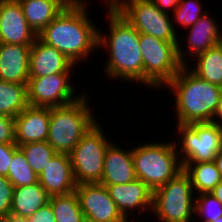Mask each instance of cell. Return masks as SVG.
I'll list each match as a JSON object with an SVG mask.
<instances>
[{"mask_svg":"<svg viewBox=\"0 0 222 222\" xmlns=\"http://www.w3.org/2000/svg\"><path fill=\"white\" fill-rule=\"evenodd\" d=\"M85 0H71L37 35L63 53L75 65L98 48L99 29L88 18ZM92 51V52H91Z\"/></svg>","mask_w":222,"mask_h":222,"instance_id":"6da1fadb","label":"cell"},{"mask_svg":"<svg viewBox=\"0 0 222 222\" xmlns=\"http://www.w3.org/2000/svg\"><path fill=\"white\" fill-rule=\"evenodd\" d=\"M108 2V3H107ZM108 4L109 35L99 29L98 46L109 50L105 63L108 78L138 81L143 84V58L140 49L139 32ZM107 37V38H106Z\"/></svg>","mask_w":222,"mask_h":222,"instance_id":"7a4b0ae2","label":"cell"},{"mask_svg":"<svg viewBox=\"0 0 222 222\" xmlns=\"http://www.w3.org/2000/svg\"><path fill=\"white\" fill-rule=\"evenodd\" d=\"M186 65L166 85L174 92L177 124L212 122L222 88L195 75Z\"/></svg>","mask_w":222,"mask_h":222,"instance_id":"3957f363","label":"cell"},{"mask_svg":"<svg viewBox=\"0 0 222 222\" xmlns=\"http://www.w3.org/2000/svg\"><path fill=\"white\" fill-rule=\"evenodd\" d=\"M87 103L84 94L71 104L50 107L47 142L57 153L70 154L82 136L97 122Z\"/></svg>","mask_w":222,"mask_h":222,"instance_id":"277c9868","label":"cell"},{"mask_svg":"<svg viewBox=\"0 0 222 222\" xmlns=\"http://www.w3.org/2000/svg\"><path fill=\"white\" fill-rule=\"evenodd\" d=\"M177 142L146 143L132 148V157L137 179L152 191L166 184L183 171L178 158ZM179 159V161H178Z\"/></svg>","mask_w":222,"mask_h":222,"instance_id":"5b68a950","label":"cell"},{"mask_svg":"<svg viewBox=\"0 0 222 222\" xmlns=\"http://www.w3.org/2000/svg\"><path fill=\"white\" fill-rule=\"evenodd\" d=\"M139 41L143 58V84L151 88L166 86L183 66L177 55L179 42H167L143 33H139Z\"/></svg>","mask_w":222,"mask_h":222,"instance_id":"8992f818","label":"cell"},{"mask_svg":"<svg viewBox=\"0 0 222 222\" xmlns=\"http://www.w3.org/2000/svg\"><path fill=\"white\" fill-rule=\"evenodd\" d=\"M195 194L189 176L182 171L153 191L151 210L162 222H190L195 213Z\"/></svg>","mask_w":222,"mask_h":222,"instance_id":"52a82bcc","label":"cell"},{"mask_svg":"<svg viewBox=\"0 0 222 222\" xmlns=\"http://www.w3.org/2000/svg\"><path fill=\"white\" fill-rule=\"evenodd\" d=\"M110 5L139 33L167 42H179L170 14L161 11L152 0H109ZM170 18V19H169Z\"/></svg>","mask_w":222,"mask_h":222,"instance_id":"ba28073f","label":"cell"},{"mask_svg":"<svg viewBox=\"0 0 222 222\" xmlns=\"http://www.w3.org/2000/svg\"><path fill=\"white\" fill-rule=\"evenodd\" d=\"M99 125L96 122L69 154L77 185L101 182L105 153L112 142L108 141Z\"/></svg>","mask_w":222,"mask_h":222,"instance_id":"9c48e42d","label":"cell"},{"mask_svg":"<svg viewBox=\"0 0 222 222\" xmlns=\"http://www.w3.org/2000/svg\"><path fill=\"white\" fill-rule=\"evenodd\" d=\"M178 134L182 136L178 152L182 165L214 161L222 149V128L213 122L176 124ZM183 156V157H182Z\"/></svg>","mask_w":222,"mask_h":222,"instance_id":"30bf717a","label":"cell"},{"mask_svg":"<svg viewBox=\"0 0 222 222\" xmlns=\"http://www.w3.org/2000/svg\"><path fill=\"white\" fill-rule=\"evenodd\" d=\"M71 73H56L45 77L29 78L27 100L34 107H60L71 104L80 96H74Z\"/></svg>","mask_w":222,"mask_h":222,"instance_id":"8fae6325","label":"cell"},{"mask_svg":"<svg viewBox=\"0 0 222 222\" xmlns=\"http://www.w3.org/2000/svg\"><path fill=\"white\" fill-rule=\"evenodd\" d=\"M75 192L85 218L98 222H129L119 212L105 185L83 183L76 185Z\"/></svg>","mask_w":222,"mask_h":222,"instance_id":"7c38bea8","label":"cell"},{"mask_svg":"<svg viewBox=\"0 0 222 222\" xmlns=\"http://www.w3.org/2000/svg\"><path fill=\"white\" fill-rule=\"evenodd\" d=\"M36 38L19 1L0 0V43L32 46Z\"/></svg>","mask_w":222,"mask_h":222,"instance_id":"4fadbf2b","label":"cell"},{"mask_svg":"<svg viewBox=\"0 0 222 222\" xmlns=\"http://www.w3.org/2000/svg\"><path fill=\"white\" fill-rule=\"evenodd\" d=\"M76 66L63 53L42 42L38 37L29 55V78L45 77L56 73H71ZM72 69V70H71Z\"/></svg>","mask_w":222,"mask_h":222,"instance_id":"5bb4252c","label":"cell"},{"mask_svg":"<svg viewBox=\"0 0 222 222\" xmlns=\"http://www.w3.org/2000/svg\"><path fill=\"white\" fill-rule=\"evenodd\" d=\"M50 108L28 105L14 118L15 144L47 141Z\"/></svg>","mask_w":222,"mask_h":222,"instance_id":"9a60e30c","label":"cell"},{"mask_svg":"<svg viewBox=\"0 0 222 222\" xmlns=\"http://www.w3.org/2000/svg\"><path fill=\"white\" fill-rule=\"evenodd\" d=\"M105 187L126 220L129 218V211L133 212L139 208L138 212L143 213L145 210L148 211L147 208L149 210L152 208L153 191L139 179L126 184L105 185Z\"/></svg>","mask_w":222,"mask_h":222,"instance_id":"2e32d148","label":"cell"},{"mask_svg":"<svg viewBox=\"0 0 222 222\" xmlns=\"http://www.w3.org/2000/svg\"><path fill=\"white\" fill-rule=\"evenodd\" d=\"M38 182L50 196L74 192L77 184L73 177L70 155L57 153L39 175Z\"/></svg>","mask_w":222,"mask_h":222,"instance_id":"e0dca14e","label":"cell"},{"mask_svg":"<svg viewBox=\"0 0 222 222\" xmlns=\"http://www.w3.org/2000/svg\"><path fill=\"white\" fill-rule=\"evenodd\" d=\"M218 26L215 18L213 19L211 15L205 13L195 24L188 28L189 33L186 42L189 50L186 49V52H183L181 49L182 46H180L179 43L177 45L178 59L183 66H188L185 62L184 53L189 54L191 58L192 56L196 57L222 42V33L220 34V28Z\"/></svg>","mask_w":222,"mask_h":222,"instance_id":"ac0fdd59","label":"cell"},{"mask_svg":"<svg viewBox=\"0 0 222 222\" xmlns=\"http://www.w3.org/2000/svg\"><path fill=\"white\" fill-rule=\"evenodd\" d=\"M122 149L111 143L105 153L101 184H126L137 179L132 150Z\"/></svg>","mask_w":222,"mask_h":222,"instance_id":"d6986e66","label":"cell"},{"mask_svg":"<svg viewBox=\"0 0 222 222\" xmlns=\"http://www.w3.org/2000/svg\"><path fill=\"white\" fill-rule=\"evenodd\" d=\"M31 46L0 43V80L27 84Z\"/></svg>","mask_w":222,"mask_h":222,"instance_id":"ffe728a7","label":"cell"},{"mask_svg":"<svg viewBox=\"0 0 222 222\" xmlns=\"http://www.w3.org/2000/svg\"><path fill=\"white\" fill-rule=\"evenodd\" d=\"M29 26L38 35L71 0H18Z\"/></svg>","mask_w":222,"mask_h":222,"instance_id":"44dd1931","label":"cell"},{"mask_svg":"<svg viewBox=\"0 0 222 222\" xmlns=\"http://www.w3.org/2000/svg\"><path fill=\"white\" fill-rule=\"evenodd\" d=\"M49 200L50 195L42 188L39 182L29 186L15 187L10 213L27 218L46 206Z\"/></svg>","mask_w":222,"mask_h":222,"instance_id":"7402d4cb","label":"cell"},{"mask_svg":"<svg viewBox=\"0 0 222 222\" xmlns=\"http://www.w3.org/2000/svg\"><path fill=\"white\" fill-rule=\"evenodd\" d=\"M195 60L197 65L191 71L199 78L222 88V42L197 55Z\"/></svg>","mask_w":222,"mask_h":222,"instance_id":"603a6c76","label":"cell"},{"mask_svg":"<svg viewBox=\"0 0 222 222\" xmlns=\"http://www.w3.org/2000/svg\"><path fill=\"white\" fill-rule=\"evenodd\" d=\"M183 171L189 176L194 192L211 193L222 178L214 161L184 163Z\"/></svg>","mask_w":222,"mask_h":222,"instance_id":"cb8c5ba5","label":"cell"},{"mask_svg":"<svg viewBox=\"0 0 222 222\" xmlns=\"http://www.w3.org/2000/svg\"><path fill=\"white\" fill-rule=\"evenodd\" d=\"M28 105L27 84L0 80V114L15 118Z\"/></svg>","mask_w":222,"mask_h":222,"instance_id":"d4e9b609","label":"cell"},{"mask_svg":"<svg viewBox=\"0 0 222 222\" xmlns=\"http://www.w3.org/2000/svg\"><path fill=\"white\" fill-rule=\"evenodd\" d=\"M56 222H83L84 214L77 193L50 196Z\"/></svg>","mask_w":222,"mask_h":222,"instance_id":"484cf974","label":"cell"},{"mask_svg":"<svg viewBox=\"0 0 222 222\" xmlns=\"http://www.w3.org/2000/svg\"><path fill=\"white\" fill-rule=\"evenodd\" d=\"M7 178L15 187L29 186L38 182L39 176L29 165L22 150L17 147L13 153V160Z\"/></svg>","mask_w":222,"mask_h":222,"instance_id":"4316f807","label":"cell"},{"mask_svg":"<svg viewBox=\"0 0 222 222\" xmlns=\"http://www.w3.org/2000/svg\"><path fill=\"white\" fill-rule=\"evenodd\" d=\"M31 168L39 176L57 152L47 141L18 145Z\"/></svg>","mask_w":222,"mask_h":222,"instance_id":"83f0119b","label":"cell"},{"mask_svg":"<svg viewBox=\"0 0 222 222\" xmlns=\"http://www.w3.org/2000/svg\"><path fill=\"white\" fill-rule=\"evenodd\" d=\"M173 11L172 22L175 21L185 28L195 24L205 14L199 0H181Z\"/></svg>","mask_w":222,"mask_h":222,"instance_id":"f1b7e54d","label":"cell"},{"mask_svg":"<svg viewBox=\"0 0 222 222\" xmlns=\"http://www.w3.org/2000/svg\"><path fill=\"white\" fill-rule=\"evenodd\" d=\"M195 196V214L203 217L204 222H213L222 216V204L211 193Z\"/></svg>","mask_w":222,"mask_h":222,"instance_id":"f546056e","label":"cell"},{"mask_svg":"<svg viewBox=\"0 0 222 222\" xmlns=\"http://www.w3.org/2000/svg\"><path fill=\"white\" fill-rule=\"evenodd\" d=\"M14 186L5 176H0V218L11 212Z\"/></svg>","mask_w":222,"mask_h":222,"instance_id":"4dcf8cb0","label":"cell"},{"mask_svg":"<svg viewBox=\"0 0 222 222\" xmlns=\"http://www.w3.org/2000/svg\"><path fill=\"white\" fill-rule=\"evenodd\" d=\"M0 143L15 144L14 118L0 114Z\"/></svg>","mask_w":222,"mask_h":222,"instance_id":"1f68e13d","label":"cell"},{"mask_svg":"<svg viewBox=\"0 0 222 222\" xmlns=\"http://www.w3.org/2000/svg\"><path fill=\"white\" fill-rule=\"evenodd\" d=\"M17 147L16 144L0 143V176H8L13 153Z\"/></svg>","mask_w":222,"mask_h":222,"instance_id":"d6a6232c","label":"cell"},{"mask_svg":"<svg viewBox=\"0 0 222 222\" xmlns=\"http://www.w3.org/2000/svg\"><path fill=\"white\" fill-rule=\"evenodd\" d=\"M27 220L28 222H56L53 209L49 203L37 210L32 216L27 217Z\"/></svg>","mask_w":222,"mask_h":222,"instance_id":"836d02e7","label":"cell"},{"mask_svg":"<svg viewBox=\"0 0 222 222\" xmlns=\"http://www.w3.org/2000/svg\"><path fill=\"white\" fill-rule=\"evenodd\" d=\"M152 1L161 11L168 13V10L170 8L174 10L181 0H152Z\"/></svg>","mask_w":222,"mask_h":222,"instance_id":"e575fe53","label":"cell"},{"mask_svg":"<svg viewBox=\"0 0 222 222\" xmlns=\"http://www.w3.org/2000/svg\"><path fill=\"white\" fill-rule=\"evenodd\" d=\"M0 222H28V220L25 217L16 216L9 213L8 215L1 217Z\"/></svg>","mask_w":222,"mask_h":222,"instance_id":"d590c367","label":"cell"},{"mask_svg":"<svg viewBox=\"0 0 222 222\" xmlns=\"http://www.w3.org/2000/svg\"><path fill=\"white\" fill-rule=\"evenodd\" d=\"M215 118H217V119L219 118V120L217 121V119H215ZM212 122L216 123L218 126H220L222 128V97L220 99V102L218 104V107H217V110H216V113L213 117Z\"/></svg>","mask_w":222,"mask_h":222,"instance_id":"8d00e7d4","label":"cell"},{"mask_svg":"<svg viewBox=\"0 0 222 222\" xmlns=\"http://www.w3.org/2000/svg\"><path fill=\"white\" fill-rule=\"evenodd\" d=\"M218 201L222 204V180L221 182L211 191Z\"/></svg>","mask_w":222,"mask_h":222,"instance_id":"74e56055","label":"cell"},{"mask_svg":"<svg viewBox=\"0 0 222 222\" xmlns=\"http://www.w3.org/2000/svg\"><path fill=\"white\" fill-rule=\"evenodd\" d=\"M214 162L222 178V149L217 153L216 157L214 158Z\"/></svg>","mask_w":222,"mask_h":222,"instance_id":"f35d334b","label":"cell"},{"mask_svg":"<svg viewBox=\"0 0 222 222\" xmlns=\"http://www.w3.org/2000/svg\"><path fill=\"white\" fill-rule=\"evenodd\" d=\"M83 222H98L89 218H84Z\"/></svg>","mask_w":222,"mask_h":222,"instance_id":"ab89813d","label":"cell"},{"mask_svg":"<svg viewBox=\"0 0 222 222\" xmlns=\"http://www.w3.org/2000/svg\"><path fill=\"white\" fill-rule=\"evenodd\" d=\"M213 222H222V216L219 217L217 220L213 221Z\"/></svg>","mask_w":222,"mask_h":222,"instance_id":"60d3db41","label":"cell"}]
</instances>
